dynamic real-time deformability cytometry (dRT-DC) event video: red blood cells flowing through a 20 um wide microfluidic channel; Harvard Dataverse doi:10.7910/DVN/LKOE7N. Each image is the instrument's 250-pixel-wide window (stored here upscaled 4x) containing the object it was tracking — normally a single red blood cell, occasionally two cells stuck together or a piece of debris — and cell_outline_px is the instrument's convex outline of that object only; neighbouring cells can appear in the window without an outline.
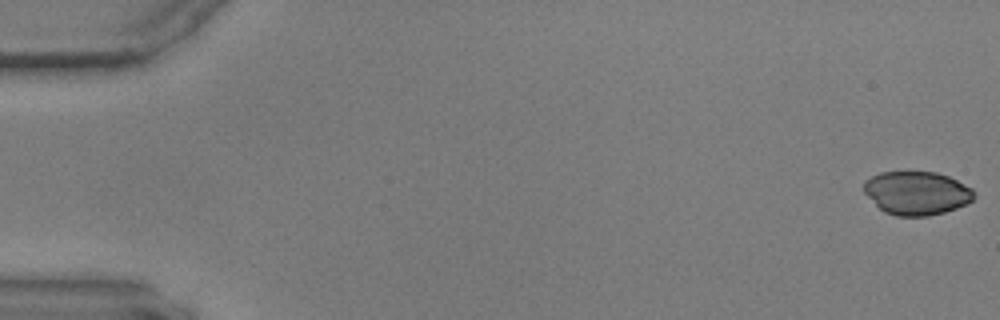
{"species": "common noctule bat (a hibernating species)", "species_latin": "Nyctalus noctula", "temperature_condition": "warm", "stored_images_in_passage": 53, "camera_frame_rate_fps": 3000, "um_per_image_px": 0.085, "animal": {"sex": "male", "body_mass_g": 17.9, "forearm_length_mm": 54.2}, "frame": {"image": 1, "passage_image": 1, "time_ms": 0.0, "image_size_px": [1000, 320], "cell_outline_px": [[976, 196], [972, 200], [956, 208], [944, 212], [928, 216], [896, 216], [884, 212], [864, 192], [864, 180], [880, 172], [936, 172], [948, 176], [972, 188], [976, 192]], "centroid_in_image_um": [77.93, 16.41], "position_along_channel_um": 7.1, "area_um2": 27.86}}
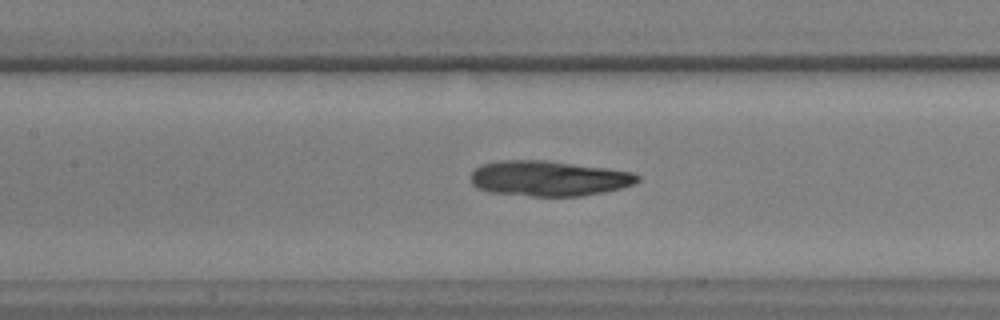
{"frame": {"image": 2, "passage_image": 27, "time_ms": 8.667, "image_size_px": [1000, 320], "cell_outline_px": [[640, 180], [632, 184], [620, 188], [604, 192], [580, 196], [532, 196], [488, 192], [476, 188], [472, 184], [472, 172], [480, 164], [500, 160], [548, 160], [608, 168], [632, 172], [640, 176]], "centroid_in_image_um": [46.62, 15.16], "position_along_channel_um": 160.8, "area_um2": 34.51}}
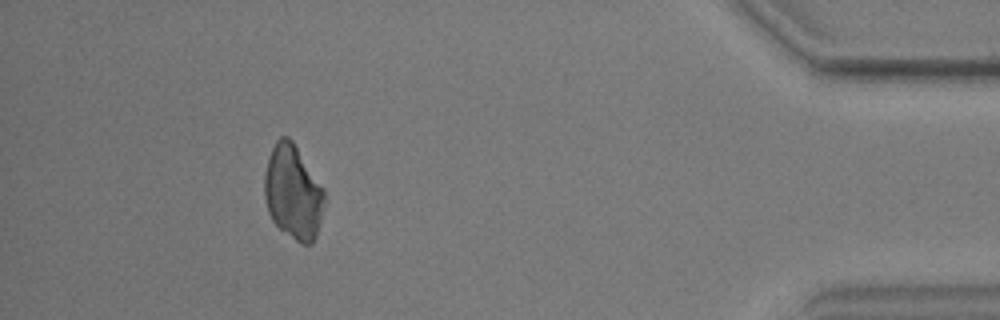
{"frame": {"image": 3, "passage_image": 53, "time_ms": 17.333, "image_size_px": [1000, 320], "cell_outline_px": [[324, 204], [316, 236], [312, 244], [300, 244], [280, 228], [272, 220], [268, 212], [264, 196], [264, 176], [268, 156], [276, 140], [280, 136], [288, 136], [292, 140], [324, 188]], "centroid_in_image_um": [24.89, 16.33], "position_along_channel_um": 410.3, "area_um2": 32.89}}